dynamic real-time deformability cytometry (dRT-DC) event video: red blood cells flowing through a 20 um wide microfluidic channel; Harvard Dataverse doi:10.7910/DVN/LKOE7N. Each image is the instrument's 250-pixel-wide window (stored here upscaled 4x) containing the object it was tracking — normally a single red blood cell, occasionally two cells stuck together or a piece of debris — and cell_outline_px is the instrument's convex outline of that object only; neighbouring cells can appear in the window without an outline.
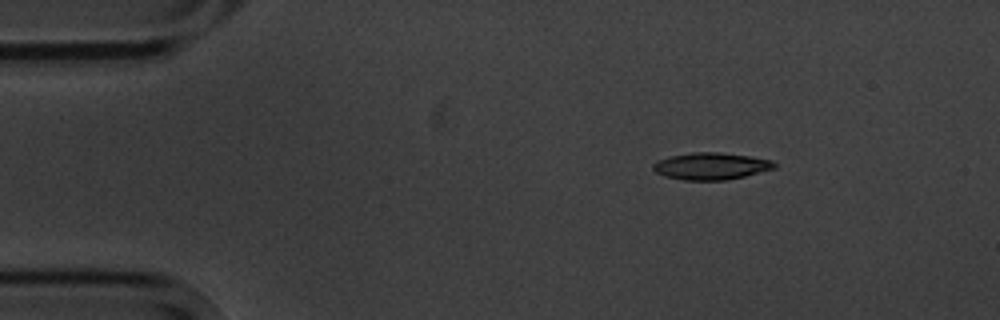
{"species": "common noctule bat (a hibernating species)", "species_latin": "Nyctalus noctula", "temperature_condition": "cold", "stored_images_in_passage": 3, "camera_frame_rate_fps": 3000, "um_per_image_px": 0.085, "animal": {"sex": "male", "body_mass_g": 20.1, "forearm_length_mm": 53.5}, "frame": {"image": 1, "passage_image": 1, "time_ms": 0.0, "image_size_px": [1000, 320], "cell_outline_px": [[776, 168], [728, 180], [684, 180], [664, 176], [656, 172], [652, 168], [652, 164], [656, 160], [668, 156], [692, 152], [720, 152], [748, 156], [772, 160], [776, 164]], "centroid_in_image_um": [60.4, 14.11], "position_along_channel_um": 24.6, "area_um2": 19.19}}